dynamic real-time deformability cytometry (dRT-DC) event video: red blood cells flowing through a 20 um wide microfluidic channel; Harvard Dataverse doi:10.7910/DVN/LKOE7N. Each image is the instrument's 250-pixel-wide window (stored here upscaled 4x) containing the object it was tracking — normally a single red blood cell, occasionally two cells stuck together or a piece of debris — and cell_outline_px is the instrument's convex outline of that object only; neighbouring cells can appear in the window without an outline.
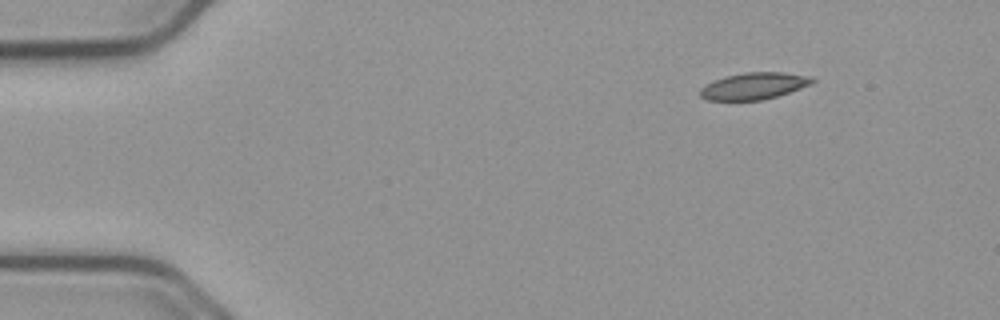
{"species": "common noctule bat (a hibernating species)", "species_latin": "Nyctalus noctula", "temperature_condition": "cold", "stored_images_in_passage": 8, "camera_frame_rate_fps": 3000, "um_per_image_px": 0.085, "animal": {"sex": "male", "body_mass_g": 23.1, "forearm_length_mm": 52.7}, "frame": {"image": 1, "passage_image": 1, "time_ms": 0.0, "image_size_px": [1000, 320], "cell_outline_px": [[816, 80], [812, 84], [776, 96], [760, 100], [708, 100], [700, 96], [700, 88], [724, 76], [744, 72], [784, 72], [812, 76]], "centroid_in_image_um": [64.11, 7.29], "position_along_channel_um": 20.9, "area_um2": 17.4}}